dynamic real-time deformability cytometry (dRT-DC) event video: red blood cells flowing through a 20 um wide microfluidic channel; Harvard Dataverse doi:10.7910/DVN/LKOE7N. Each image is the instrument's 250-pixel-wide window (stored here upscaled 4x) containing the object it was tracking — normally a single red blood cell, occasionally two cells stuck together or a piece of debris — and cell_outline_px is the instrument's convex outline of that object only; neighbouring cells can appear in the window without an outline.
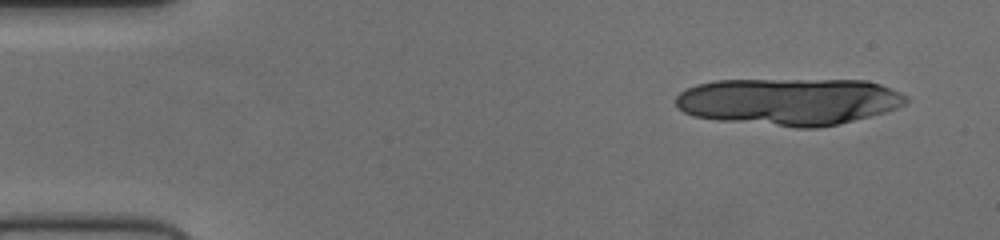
{"species": "human", "species_latin": "Homo sapiens", "temperature_condition": "cold", "stored_images_in_passage": 12, "camera_frame_rate_fps": 3000, "um_per_image_px": 0.085, "donor": {"sex": "female"}, "frame": {"image": 1, "passage_image": 1, "time_ms": 0.0, "image_size_px": [1000, 240], "cell_outline_px": [[908, 100], [904, 104], [896, 108], [884, 112], [840, 124], [820, 128], [796, 128], [716, 120], [692, 116], [676, 108], [676, 96], [680, 92], [696, 84], [716, 80], [868, 80], [880, 84], [900, 92], [908, 96]], "centroid_in_image_um": [67.04, 8.64], "position_along_channel_um": 18.0, "area_um2": 63.75}}